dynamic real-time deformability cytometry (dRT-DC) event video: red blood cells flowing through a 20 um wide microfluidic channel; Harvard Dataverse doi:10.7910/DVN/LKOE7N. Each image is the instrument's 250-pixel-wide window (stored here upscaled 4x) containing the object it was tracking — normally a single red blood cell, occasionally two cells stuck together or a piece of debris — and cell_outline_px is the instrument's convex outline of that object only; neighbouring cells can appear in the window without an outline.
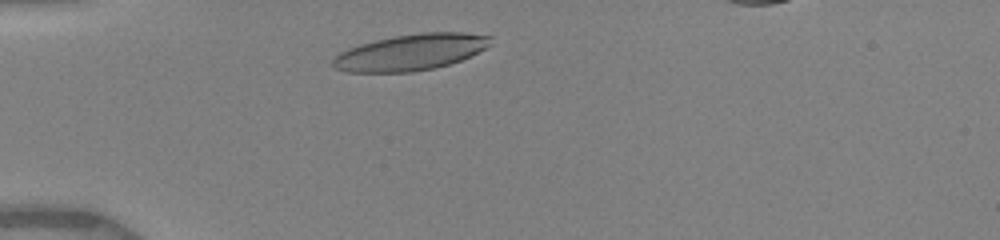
{"species": "human", "species_latin": "Homo sapiens", "temperature_condition": "warm", "stored_images_in_passage": 45, "camera_frame_rate_fps": 3000, "um_per_image_px": 0.085, "donor": {"sex": "female"}, "frame": {"image": 1, "passage_image": 3, "time_ms": 1.0, "image_size_px": [1000, 240], "cell_outline_px": [[492, 44], [460, 60], [436, 68], [412, 72], [344, 72], [332, 68], [332, 60], [340, 52], [348, 48], [360, 44], [376, 40], [396, 36], [420, 32], [464, 32], [492, 36]], "centroid_in_image_um": [34.88, 4.44], "position_along_channel_um": 50.1, "area_um2": 33.29}}
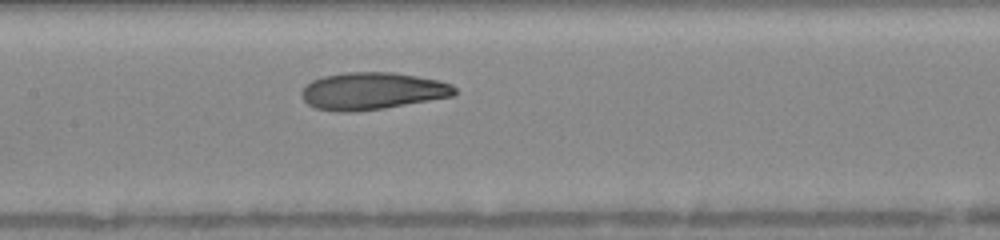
{"frame": {"image": 2, "passage_image": 18, "time_ms": 4.667, "image_size_px": [1000, 240], "cell_outline_px": [[456, 96], [384, 108], [344, 112], [340, 112], [316, 108], [308, 104], [304, 100], [304, 88], [312, 80], [324, 76], [344, 72], [392, 72], [440, 80], [452, 84], [456, 88]], "centroid_in_image_um": [31.72, 7.73], "position_along_channel_um": 175.7, "area_um2": 33.0}}
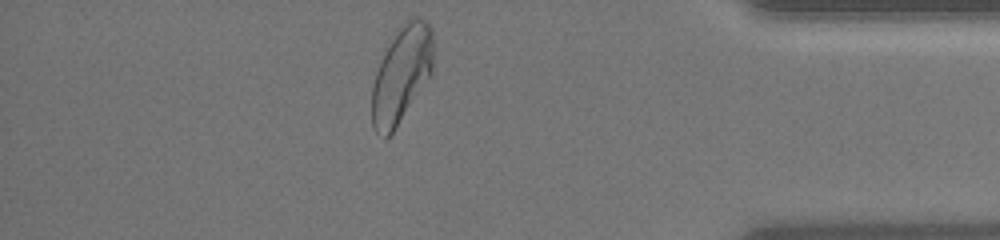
{"frame": {"image": 3, "passage_image": 43, "time_ms": 11.0, "image_size_px": [1000, 240], "cell_outline_px": [[432, 72], [392, 132], [384, 140], [372, 128], [372, 84], [380, 60], [404, 20], [412, 16], [420, 16], [432, 28]], "centroid_in_image_um": [34.11, 6.3], "position_along_channel_um": 401.1, "area_um2": 33.99}, "authors_computed_cell_mechanics": {"area_um2": 33.1194, "velocity_mm_per_s": 3.9866, "shape_relaxation_time_tau1_ms": 4.0172, "shape_relaxation_time_tau2_ms": 1.6819, "deformation_change_tau1": 0.188, "deformation_change_tau2": 0.0858}}